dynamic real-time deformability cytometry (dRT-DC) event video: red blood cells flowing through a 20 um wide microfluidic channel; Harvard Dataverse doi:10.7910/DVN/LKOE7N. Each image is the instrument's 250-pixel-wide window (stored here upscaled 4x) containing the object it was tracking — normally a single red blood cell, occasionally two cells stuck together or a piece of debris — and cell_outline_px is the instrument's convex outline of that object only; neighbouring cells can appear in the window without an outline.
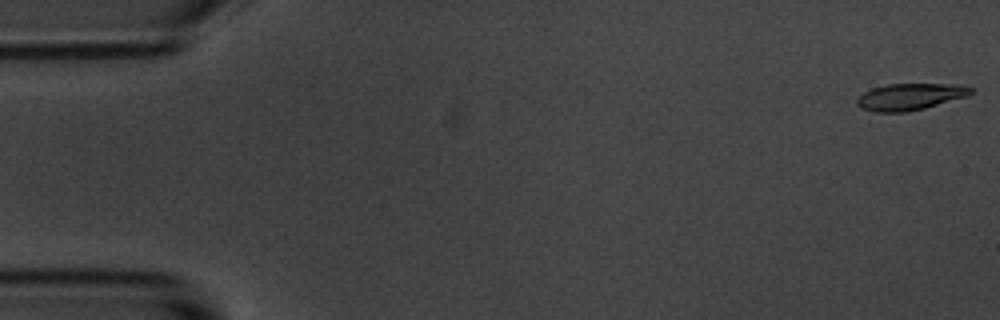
{"species": "common noctule bat (a hibernating species)", "species_latin": "Nyctalus noctula", "temperature_condition": "room temperature", "stored_images_in_passage": 49, "camera_frame_rate_fps": 3000, "um_per_image_px": 0.085, "animal": {"sex": "male", "body_mass_g": 20.1, "forearm_length_mm": 53.5}, "frame": {"image": 1, "passage_image": 1, "time_ms": 0.0, "image_size_px": [1000, 320], "cell_outline_px": [[972, 92], [968, 96], [924, 108], [908, 112], [876, 112], [864, 108], [856, 104], [856, 100], [864, 92], [872, 88], [888, 84], [968, 84], [972, 88]], "centroid_in_image_um": [77.4, 8.21], "position_along_channel_um": 7.6, "area_um2": 17.69}}
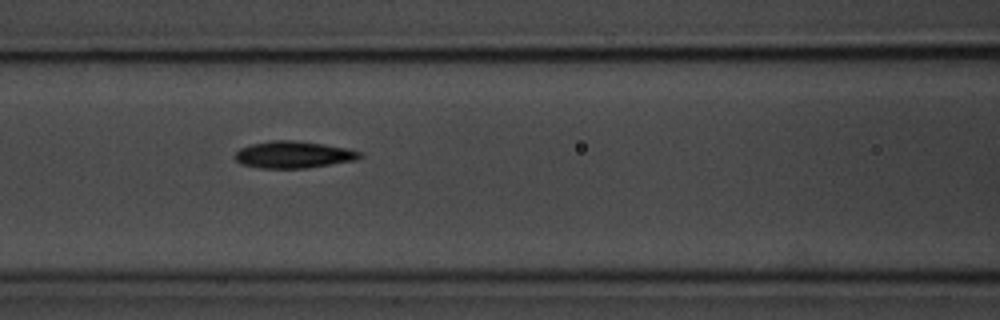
{"frame": {"image": 2, "passage_image": 23, "time_ms": 7.333, "image_size_px": [1000, 320], "cell_outline_px": [[364, 156], [356, 160], [308, 168], [260, 168], [240, 164], [232, 156], [240, 148], [252, 144], [272, 140], [292, 140], [324, 144], [348, 148], [360, 152]], "centroid_in_image_um": [24.94, 13.15], "position_along_channel_um": 141.7, "area_um2": 19.71}}
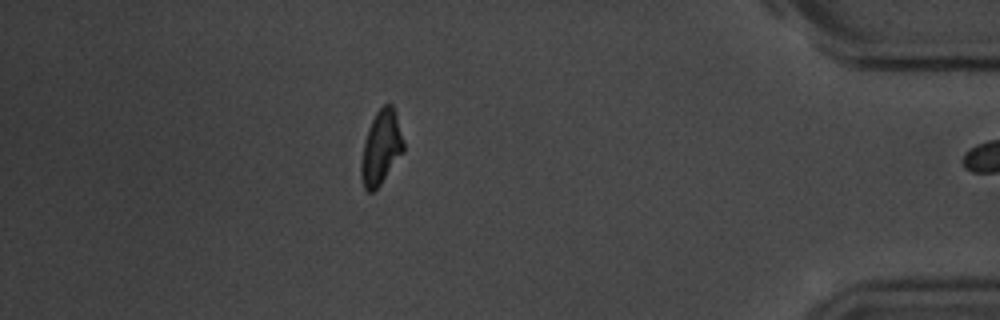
{"frame": {"image": 3, "passage_image": 48, "time_ms": 15.667, "image_size_px": [1000, 320], "cell_outline_px": [[404, 152], [380, 184], [372, 192], [368, 192], [364, 188], [360, 176], [360, 164], [364, 140], [368, 128], [376, 112], [384, 104], [392, 104], [404, 140]], "centroid_in_image_um": [32.38, 12.56], "position_along_channel_um": 402.8, "area_um2": 18.26}}